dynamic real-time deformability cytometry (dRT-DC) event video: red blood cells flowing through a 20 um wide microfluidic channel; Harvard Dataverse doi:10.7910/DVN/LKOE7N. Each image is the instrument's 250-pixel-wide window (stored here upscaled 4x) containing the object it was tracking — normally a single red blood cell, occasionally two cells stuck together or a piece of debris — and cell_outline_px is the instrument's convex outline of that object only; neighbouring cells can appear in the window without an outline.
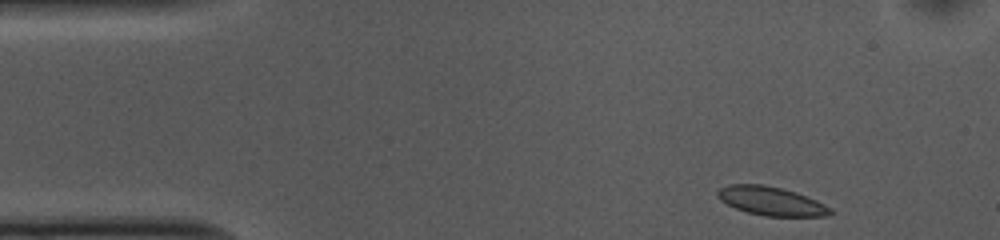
{"species": "common noctule bat (a hibernating species)", "species_latin": "Nyctalus noctula", "temperature_condition": "cold", "stored_images_in_passage": 46, "camera_frame_rate_fps": 3000, "um_per_image_px": 0.085, "animal": {"sex": "female", "body_mass_g": 10.0, "forearm_length_mm": 53.1}, "frame": {"image": 1, "passage_image": 1, "time_ms": 0.0, "image_size_px": [1000, 240], "cell_outline_px": [[832, 216], [764, 216], [748, 212], [736, 208], [720, 200], [716, 196], [716, 192], [720, 188], [728, 184], [764, 184], [796, 192], [816, 200], [832, 208]], "centroid_in_image_um": [65.55, 17.09], "position_along_channel_um": 19.4, "area_um2": 18.9}}
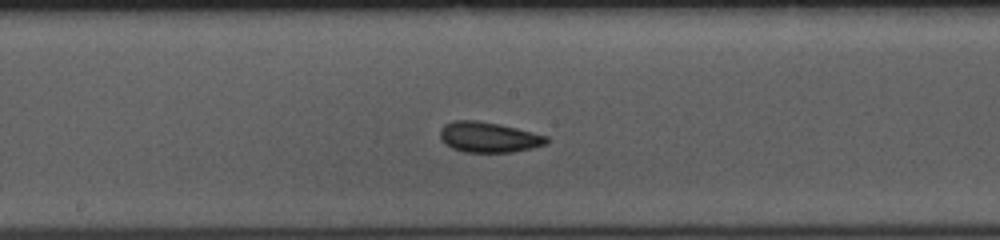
{"frame": {"image": 2, "passage_image": 22, "time_ms": 7.0, "image_size_px": [1000, 240], "cell_outline_px": [[548, 144], [532, 148], [512, 152], [464, 152], [452, 148], [444, 144], [440, 136], [440, 128], [444, 124], [452, 120], [480, 120], [500, 124], [548, 136]], "centroid_in_image_um": [41.51, 11.65], "position_along_channel_um": 206.7, "area_um2": 19.07}}
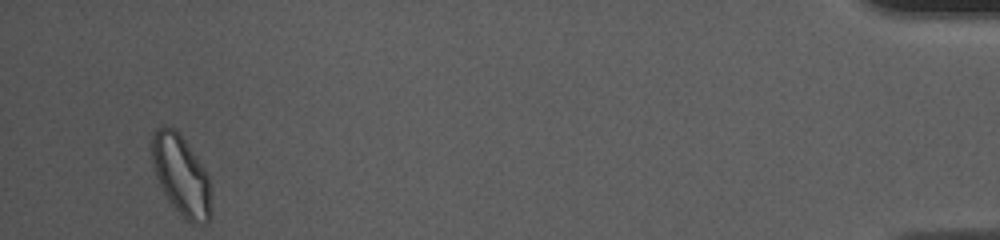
{"frame": {"image": 3, "passage_image": 46, "time_ms": 15.0, "image_size_px": [1000, 240], "cell_outline_px": [[212, 216], [208, 224], [192, 224], [168, 200], [156, 176], [152, 164], [152, 136], [156, 128], [164, 124], [176, 128], [204, 168], [208, 176], [212, 208]], "centroid_in_image_um": [15.41, 14.9], "position_along_channel_um": 419.8, "area_um2": 27.74}, "authors_computed_cell_mechanics": {"area_um2": 18.9295, "velocity_mm_per_s": 3.6912, "shape_relaxation_time_tau1_ms": 5.2831, "shape_relaxation_time_tau2_ms": 1.2021, "deformation_change_tau1": 0.0832, "deformation_change_tau2": 0.0658}}